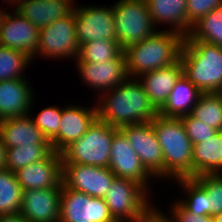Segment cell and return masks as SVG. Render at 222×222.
<instances>
[{"label": "cell", "instance_id": "obj_1", "mask_svg": "<svg viewBox=\"0 0 222 222\" xmlns=\"http://www.w3.org/2000/svg\"><path fill=\"white\" fill-rule=\"evenodd\" d=\"M98 99V118L118 129L152 121L159 115V110L150 101L137 78H128L122 84L102 93Z\"/></svg>", "mask_w": 222, "mask_h": 222}, {"label": "cell", "instance_id": "obj_2", "mask_svg": "<svg viewBox=\"0 0 222 222\" xmlns=\"http://www.w3.org/2000/svg\"><path fill=\"white\" fill-rule=\"evenodd\" d=\"M184 36L176 31L159 30L149 38L124 48L129 78L166 68L179 60Z\"/></svg>", "mask_w": 222, "mask_h": 222}, {"label": "cell", "instance_id": "obj_3", "mask_svg": "<svg viewBox=\"0 0 222 222\" xmlns=\"http://www.w3.org/2000/svg\"><path fill=\"white\" fill-rule=\"evenodd\" d=\"M164 158V178H193V144L181 118L158 115L152 121Z\"/></svg>", "mask_w": 222, "mask_h": 222}, {"label": "cell", "instance_id": "obj_4", "mask_svg": "<svg viewBox=\"0 0 222 222\" xmlns=\"http://www.w3.org/2000/svg\"><path fill=\"white\" fill-rule=\"evenodd\" d=\"M179 59L183 75L202 93L222 87V47L205 41L183 40Z\"/></svg>", "mask_w": 222, "mask_h": 222}, {"label": "cell", "instance_id": "obj_5", "mask_svg": "<svg viewBox=\"0 0 222 222\" xmlns=\"http://www.w3.org/2000/svg\"><path fill=\"white\" fill-rule=\"evenodd\" d=\"M118 130L97 117L83 136L60 152L63 164L108 167L113 136Z\"/></svg>", "mask_w": 222, "mask_h": 222}, {"label": "cell", "instance_id": "obj_6", "mask_svg": "<svg viewBox=\"0 0 222 222\" xmlns=\"http://www.w3.org/2000/svg\"><path fill=\"white\" fill-rule=\"evenodd\" d=\"M116 40L124 48L141 42L156 31L146 0H119L112 6Z\"/></svg>", "mask_w": 222, "mask_h": 222}, {"label": "cell", "instance_id": "obj_7", "mask_svg": "<svg viewBox=\"0 0 222 222\" xmlns=\"http://www.w3.org/2000/svg\"><path fill=\"white\" fill-rule=\"evenodd\" d=\"M148 193L137 181L116 177L103 199L116 222H135L151 204Z\"/></svg>", "mask_w": 222, "mask_h": 222}, {"label": "cell", "instance_id": "obj_8", "mask_svg": "<svg viewBox=\"0 0 222 222\" xmlns=\"http://www.w3.org/2000/svg\"><path fill=\"white\" fill-rule=\"evenodd\" d=\"M79 43L76 35V21L74 12L59 18L39 30V45L35 55L50 59L68 57L77 59ZM74 56V58H73Z\"/></svg>", "mask_w": 222, "mask_h": 222}, {"label": "cell", "instance_id": "obj_9", "mask_svg": "<svg viewBox=\"0 0 222 222\" xmlns=\"http://www.w3.org/2000/svg\"><path fill=\"white\" fill-rule=\"evenodd\" d=\"M59 222H116L103 198L67 188L62 184Z\"/></svg>", "mask_w": 222, "mask_h": 222}, {"label": "cell", "instance_id": "obj_10", "mask_svg": "<svg viewBox=\"0 0 222 222\" xmlns=\"http://www.w3.org/2000/svg\"><path fill=\"white\" fill-rule=\"evenodd\" d=\"M128 139L144 167L155 177L164 178V158L152 123L131 124L119 129Z\"/></svg>", "mask_w": 222, "mask_h": 222}, {"label": "cell", "instance_id": "obj_11", "mask_svg": "<svg viewBox=\"0 0 222 222\" xmlns=\"http://www.w3.org/2000/svg\"><path fill=\"white\" fill-rule=\"evenodd\" d=\"M76 35L79 46L89 41L116 40L112 6H76Z\"/></svg>", "mask_w": 222, "mask_h": 222}, {"label": "cell", "instance_id": "obj_12", "mask_svg": "<svg viewBox=\"0 0 222 222\" xmlns=\"http://www.w3.org/2000/svg\"><path fill=\"white\" fill-rule=\"evenodd\" d=\"M62 183L69 189L91 197L104 198L116 176L108 167L63 164Z\"/></svg>", "mask_w": 222, "mask_h": 222}, {"label": "cell", "instance_id": "obj_13", "mask_svg": "<svg viewBox=\"0 0 222 222\" xmlns=\"http://www.w3.org/2000/svg\"><path fill=\"white\" fill-rule=\"evenodd\" d=\"M108 168L116 177L137 181L149 192L150 188L147 185L154 176L144 167L141 159L120 130L113 136Z\"/></svg>", "mask_w": 222, "mask_h": 222}, {"label": "cell", "instance_id": "obj_14", "mask_svg": "<svg viewBox=\"0 0 222 222\" xmlns=\"http://www.w3.org/2000/svg\"><path fill=\"white\" fill-rule=\"evenodd\" d=\"M23 190L62 188L61 153L52 151L42 161L31 163L15 172Z\"/></svg>", "mask_w": 222, "mask_h": 222}, {"label": "cell", "instance_id": "obj_15", "mask_svg": "<svg viewBox=\"0 0 222 222\" xmlns=\"http://www.w3.org/2000/svg\"><path fill=\"white\" fill-rule=\"evenodd\" d=\"M75 64L82 77L80 79H83V82L91 89L100 90L101 93L115 88L129 78L124 52L118 58L103 63L75 61Z\"/></svg>", "mask_w": 222, "mask_h": 222}, {"label": "cell", "instance_id": "obj_16", "mask_svg": "<svg viewBox=\"0 0 222 222\" xmlns=\"http://www.w3.org/2000/svg\"><path fill=\"white\" fill-rule=\"evenodd\" d=\"M62 188L23 190L20 214L28 222H59Z\"/></svg>", "mask_w": 222, "mask_h": 222}, {"label": "cell", "instance_id": "obj_17", "mask_svg": "<svg viewBox=\"0 0 222 222\" xmlns=\"http://www.w3.org/2000/svg\"><path fill=\"white\" fill-rule=\"evenodd\" d=\"M39 30L14 10L0 28V45L25 53L33 60L38 50Z\"/></svg>", "mask_w": 222, "mask_h": 222}, {"label": "cell", "instance_id": "obj_18", "mask_svg": "<svg viewBox=\"0 0 222 222\" xmlns=\"http://www.w3.org/2000/svg\"><path fill=\"white\" fill-rule=\"evenodd\" d=\"M71 105L62 108L58 135L50 142L53 151L61 152L70 143L83 136L98 117L97 106L89 109Z\"/></svg>", "mask_w": 222, "mask_h": 222}, {"label": "cell", "instance_id": "obj_19", "mask_svg": "<svg viewBox=\"0 0 222 222\" xmlns=\"http://www.w3.org/2000/svg\"><path fill=\"white\" fill-rule=\"evenodd\" d=\"M4 1V0H3ZM15 5L16 12L28 19L38 29L53 21L69 16L74 11L73 0H5ZM18 2V3H17Z\"/></svg>", "mask_w": 222, "mask_h": 222}, {"label": "cell", "instance_id": "obj_20", "mask_svg": "<svg viewBox=\"0 0 222 222\" xmlns=\"http://www.w3.org/2000/svg\"><path fill=\"white\" fill-rule=\"evenodd\" d=\"M28 80L20 78L0 82V121L30 114L34 94Z\"/></svg>", "mask_w": 222, "mask_h": 222}, {"label": "cell", "instance_id": "obj_21", "mask_svg": "<svg viewBox=\"0 0 222 222\" xmlns=\"http://www.w3.org/2000/svg\"><path fill=\"white\" fill-rule=\"evenodd\" d=\"M0 138L6 148L51 146L30 115L1 120Z\"/></svg>", "mask_w": 222, "mask_h": 222}, {"label": "cell", "instance_id": "obj_22", "mask_svg": "<svg viewBox=\"0 0 222 222\" xmlns=\"http://www.w3.org/2000/svg\"><path fill=\"white\" fill-rule=\"evenodd\" d=\"M183 75L180 59L166 68L141 74L137 79L142 84L148 98L159 110L167 101L176 82Z\"/></svg>", "mask_w": 222, "mask_h": 222}, {"label": "cell", "instance_id": "obj_23", "mask_svg": "<svg viewBox=\"0 0 222 222\" xmlns=\"http://www.w3.org/2000/svg\"><path fill=\"white\" fill-rule=\"evenodd\" d=\"M202 92L182 75L170 92L167 101L159 109V115L176 117L190 114Z\"/></svg>", "mask_w": 222, "mask_h": 222}, {"label": "cell", "instance_id": "obj_24", "mask_svg": "<svg viewBox=\"0 0 222 222\" xmlns=\"http://www.w3.org/2000/svg\"><path fill=\"white\" fill-rule=\"evenodd\" d=\"M193 178L201 174H222V131L193 145Z\"/></svg>", "mask_w": 222, "mask_h": 222}, {"label": "cell", "instance_id": "obj_25", "mask_svg": "<svg viewBox=\"0 0 222 222\" xmlns=\"http://www.w3.org/2000/svg\"><path fill=\"white\" fill-rule=\"evenodd\" d=\"M146 3L155 27L156 23L169 24L172 31L187 36L186 0H146Z\"/></svg>", "mask_w": 222, "mask_h": 222}, {"label": "cell", "instance_id": "obj_26", "mask_svg": "<svg viewBox=\"0 0 222 222\" xmlns=\"http://www.w3.org/2000/svg\"><path fill=\"white\" fill-rule=\"evenodd\" d=\"M23 188L15 173L9 169L0 170V216L20 214Z\"/></svg>", "mask_w": 222, "mask_h": 222}, {"label": "cell", "instance_id": "obj_27", "mask_svg": "<svg viewBox=\"0 0 222 222\" xmlns=\"http://www.w3.org/2000/svg\"><path fill=\"white\" fill-rule=\"evenodd\" d=\"M184 40L205 41L222 47V6L197 21Z\"/></svg>", "mask_w": 222, "mask_h": 222}, {"label": "cell", "instance_id": "obj_28", "mask_svg": "<svg viewBox=\"0 0 222 222\" xmlns=\"http://www.w3.org/2000/svg\"><path fill=\"white\" fill-rule=\"evenodd\" d=\"M124 52L117 40H94L79 47L77 62L103 63L118 58Z\"/></svg>", "mask_w": 222, "mask_h": 222}, {"label": "cell", "instance_id": "obj_29", "mask_svg": "<svg viewBox=\"0 0 222 222\" xmlns=\"http://www.w3.org/2000/svg\"><path fill=\"white\" fill-rule=\"evenodd\" d=\"M190 115L208 126L222 131V100L216 93H202Z\"/></svg>", "mask_w": 222, "mask_h": 222}, {"label": "cell", "instance_id": "obj_30", "mask_svg": "<svg viewBox=\"0 0 222 222\" xmlns=\"http://www.w3.org/2000/svg\"><path fill=\"white\" fill-rule=\"evenodd\" d=\"M52 151L51 146H19L7 148L6 168L15 173L31 163L42 161Z\"/></svg>", "mask_w": 222, "mask_h": 222}, {"label": "cell", "instance_id": "obj_31", "mask_svg": "<svg viewBox=\"0 0 222 222\" xmlns=\"http://www.w3.org/2000/svg\"><path fill=\"white\" fill-rule=\"evenodd\" d=\"M31 59L25 53L0 45V82L25 78L24 69L32 63Z\"/></svg>", "mask_w": 222, "mask_h": 222}, {"label": "cell", "instance_id": "obj_32", "mask_svg": "<svg viewBox=\"0 0 222 222\" xmlns=\"http://www.w3.org/2000/svg\"><path fill=\"white\" fill-rule=\"evenodd\" d=\"M178 185L184 188L186 199L179 201L188 211L196 215H208L207 190L194 178H177ZM180 183V184H179Z\"/></svg>", "mask_w": 222, "mask_h": 222}, {"label": "cell", "instance_id": "obj_33", "mask_svg": "<svg viewBox=\"0 0 222 222\" xmlns=\"http://www.w3.org/2000/svg\"><path fill=\"white\" fill-rule=\"evenodd\" d=\"M207 190L208 216L222 212V174L207 173L195 177Z\"/></svg>", "mask_w": 222, "mask_h": 222}, {"label": "cell", "instance_id": "obj_34", "mask_svg": "<svg viewBox=\"0 0 222 222\" xmlns=\"http://www.w3.org/2000/svg\"><path fill=\"white\" fill-rule=\"evenodd\" d=\"M62 115V108L57 106H49L41 110L38 116L31 118L35 125L44 134V136L51 142L57 135L60 127V120Z\"/></svg>", "mask_w": 222, "mask_h": 222}, {"label": "cell", "instance_id": "obj_35", "mask_svg": "<svg viewBox=\"0 0 222 222\" xmlns=\"http://www.w3.org/2000/svg\"><path fill=\"white\" fill-rule=\"evenodd\" d=\"M180 118L186 130V134L193 145L208 140V138H211L218 132V130L208 126L201 120L192 117L190 114Z\"/></svg>", "mask_w": 222, "mask_h": 222}, {"label": "cell", "instance_id": "obj_36", "mask_svg": "<svg viewBox=\"0 0 222 222\" xmlns=\"http://www.w3.org/2000/svg\"><path fill=\"white\" fill-rule=\"evenodd\" d=\"M187 35L192 26L215 8L222 6V0H186Z\"/></svg>", "mask_w": 222, "mask_h": 222}, {"label": "cell", "instance_id": "obj_37", "mask_svg": "<svg viewBox=\"0 0 222 222\" xmlns=\"http://www.w3.org/2000/svg\"><path fill=\"white\" fill-rule=\"evenodd\" d=\"M174 203L172 204V212L170 211L174 222H213L212 216L196 215L188 211L179 200Z\"/></svg>", "mask_w": 222, "mask_h": 222}, {"label": "cell", "instance_id": "obj_38", "mask_svg": "<svg viewBox=\"0 0 222 222\" xmlns=\"http://www.w3.org/2000/svg\"><path fill=\"white\" fill-rule=\"evenodd\" d=\"M153 204H150L142 213L138 220L135 222H174L173 218L166 214H162L160 210H157ZM155 208V209H154ZM168 216V217H167Z\"/></svg>", "mask_w": 222, "mask_h": 222}, {"label": "cell", "instance_id": "obj_39", "mask_svg": "<svg viewBox=\"0 0 222 222\" xmlns=\"http://www.w3.org/2000/svg\"><path fill=\"white\" fill-rule=\"evenodd\" d=\"M0 222H28L21 214L2 215Z\"/></svg>", "mask_w": 222, "mask_h": 222}, {"label": "cell", "instance_id": "obj_40", "mask_svg": "<svg viewBox=\"0 0 222 222\" xmlns=\"http://www.w3.org/2000/svg\"><path fill=\"white\" fill-rule=\"evenodd\" d=\"M7 148L4 145L2 139L0 138V170L6 168V155Z\"/></svg>", "mask_w": 222, "mask_h": 222}, {"label": "cell", "instance_id": "obj_41", "mask_svg": "<svg viewBox=\"0 0 222 222\" xmlns=\"http://www.w3.org/2000/svg\"><path fill=\"white\" fill-rule=\"evenodd\" d=\"M1 9H0V28L4 24V22H5V20H6L7 16H8L7 11H4L3 8H1Z\"/></svg>", "mask_w": 222, "mask_h": 222}, {"label": "cell", "instance_id": "obj_42", "mask_svg": "<svg viewBox=\"0 0 222 222\" xmlns=\"http://www.w3.org/2000/svg\"><path fill=\"white\" fill-rule=\"evenodd\" d=\"M213 222H222V212L212 216Z\"/></svg>", "mask_w": 222, "mask_h": 222}, {"label": "cell", "instance_id": "obj_43", "mask_svg": "<svg viewBox=\"0 0 222 222\" xmlns=\"http://www.w3.org/2000/svg\"><path fill=\"white\" fill-rule=\"evenodd\" d=\"M216 94H217V95L220 97V99L222 100V87H220V88L217 90Z\"/></svg>", "mask_w": 222, "mask_h": 222}]
</instances>
